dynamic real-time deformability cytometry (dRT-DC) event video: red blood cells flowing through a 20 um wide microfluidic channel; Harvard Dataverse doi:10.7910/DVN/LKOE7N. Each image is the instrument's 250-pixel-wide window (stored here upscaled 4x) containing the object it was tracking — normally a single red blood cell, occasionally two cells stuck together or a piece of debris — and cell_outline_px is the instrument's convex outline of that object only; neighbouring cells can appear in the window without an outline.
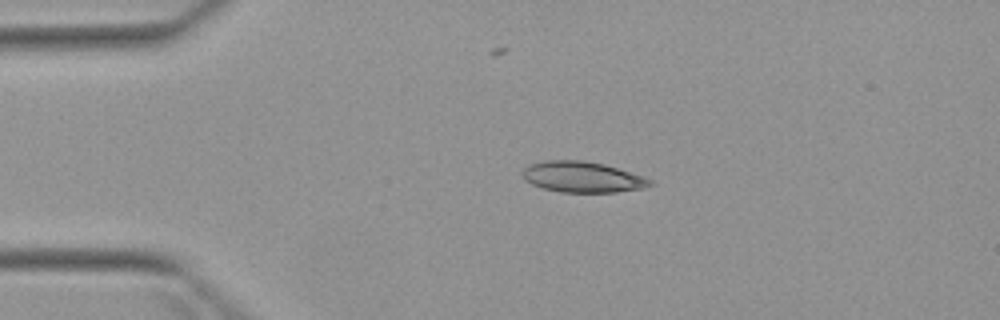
{"species": "Egyptian fruit bat (a non-hibernating species)", "species_latin": "Rousettus aegyptiacus", "temperature_condition": "warm", "stored_images_in_passage": 2, "camera_frame_rate_fps": 3000, "um_per_image_px": 0.085, "animal": {"sex": "female"}, "frame": {"image": 1, "passage_image": 1, "time_ms": 0.0, "image_size_px": [1000, 320], "cell_outline_px": [[656, 184], [644, 188], [616, 192], [560, 192], [544, 188], [532, 184], [524, 180], [524, 168], [528, 164], [544, 160], [584, 160], [604, 164], [644, 176], [652, 180]], "centroid_in_image_um": [49.54, 15.04], "position_along_channel_um": 35.5, "area_um2": 23.0}}